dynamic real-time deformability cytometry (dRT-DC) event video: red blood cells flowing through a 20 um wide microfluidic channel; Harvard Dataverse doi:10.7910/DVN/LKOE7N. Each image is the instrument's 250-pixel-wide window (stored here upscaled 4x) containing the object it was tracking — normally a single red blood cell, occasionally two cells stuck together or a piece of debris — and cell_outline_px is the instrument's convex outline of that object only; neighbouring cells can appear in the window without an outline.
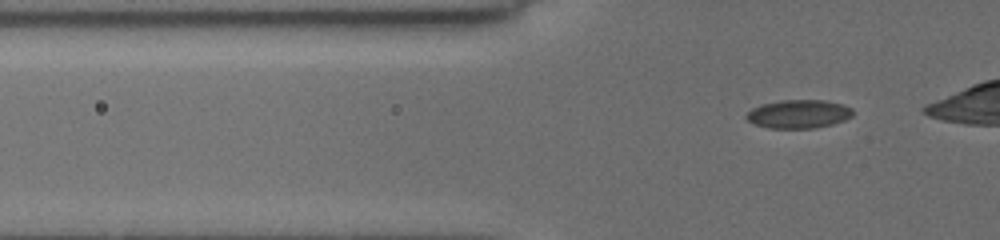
{"species": "common noctule bat (a hibernating species)", "species_latin": "Nyctalus noctula", "temperature_condition": "cold", "stored_images_in_passage": 37, "camera_frame_rate_fps": 3000, "um_per_image_px": 0.085, "animal": {"sex": "female", "body_mass_g": 19.5, "forearm_length_mm": 54.1}, "frame": {"image": 1, "passage_image": 10, "time_ms": 3.0, "image_size_px": [1000, 240], "cell_outline_px": [[852, 116], [844, 120], [832, 124], [812, 128], [768, 128], [756, 124], [748, 120], [744, 116], [752, 108], [760, 104], [780, 100], [824, 100], [844, 104], [852, 108]], "centroid_in_image_um": [67.88, 9.68], "position_along_channel_um": 57.9, "area_um2": 17.69}}
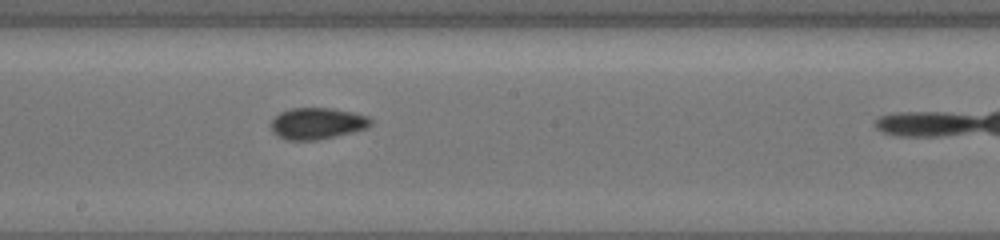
{"frame": {"image": 2, "passage_image": 24, "time_ms": 7.667, "image_size_px": [1000, 240], "cell_outline_px": [[372, 124], [368, 128], [336, 136], [316, 140], [288, 140], [272, 132], [272, 120], [280, 112], [292, 108], [332, 108], [352, 112], [368, 116], [372, 120]], "centroid_in_image_um": [26.99, 10.49], "position_along_channel_um": 221.2, "area_um2": 18.21}}
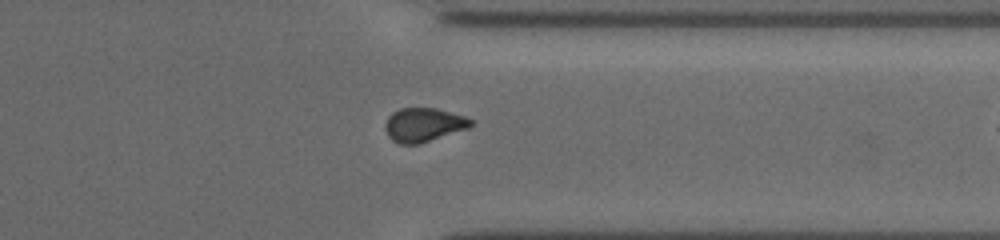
{"frame": {"image": 3, "passage_image": 36, "time_ms": 11.667, "image_size_px": [1000, 240], "cell_outline_px": [[472, 124], [468, 128], [420, 144], [400, 144], [392, 140], [388, 136], [384, 124], [388, 116], [392, 112], [400, 108], [436, 108], [464, 116], [472, 120]], "centroid_in_image_um": [35.97, 10.61], "position_along_channel_um": 375.4, "area_um2": 16.88}}